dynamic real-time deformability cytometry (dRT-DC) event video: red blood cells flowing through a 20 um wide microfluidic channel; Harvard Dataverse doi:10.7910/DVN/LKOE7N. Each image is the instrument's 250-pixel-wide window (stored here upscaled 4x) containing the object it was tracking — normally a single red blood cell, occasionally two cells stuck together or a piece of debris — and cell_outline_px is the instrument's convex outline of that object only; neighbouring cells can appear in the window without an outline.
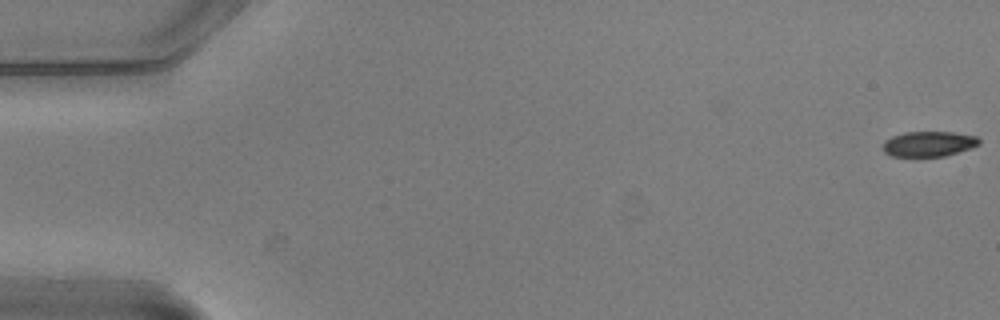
{"species": "common noctule bat (a hibernating species)", "species_latin": "Nyctalus noctula", "temperature_condition": "warm", "stored_images_in_passage": 5, "camera_frame_rate_fps": 3000, "um_per_image_px": 0.085, "animal": {"sex": "male", "body_mass_g": 20.5, "forearm_length_mm": 52.5}, "frame": {"image": 1, "passage_image": 1, "time_ms": 0.0, "image_size_px": [1000, 320], "cell_outline_px": [[980, 144], [972, 148], [944, 156], [892, 156], [884, 152], [884, 140], [892, 136], [904, 132], [952, 132], [976, 136], [980, 140]], "centroid_in_image_um": [78.95, 12.22], "position_along_channel_um": 6.0, "area_um2": 14.1}}
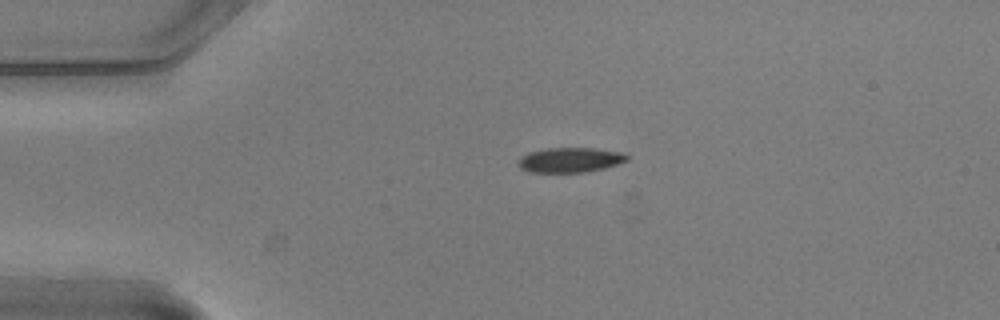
{"frame": {"image": 2, "passage_image": 4, "time_ms": 1.0, "image_size_px": [1000, 320], "cell_outline_px": [[628, 160], [604, 168], [584, 172], [528, 172], [520, 168], [516, 164], [520, 156], [528, 152], [548, 148], [596, 148], [624, 152], [628, 156]], "centroid_in_image_um": [48.43, 13.59], "position_along_channel_um": 36.6, "area_um2": 15.9}}